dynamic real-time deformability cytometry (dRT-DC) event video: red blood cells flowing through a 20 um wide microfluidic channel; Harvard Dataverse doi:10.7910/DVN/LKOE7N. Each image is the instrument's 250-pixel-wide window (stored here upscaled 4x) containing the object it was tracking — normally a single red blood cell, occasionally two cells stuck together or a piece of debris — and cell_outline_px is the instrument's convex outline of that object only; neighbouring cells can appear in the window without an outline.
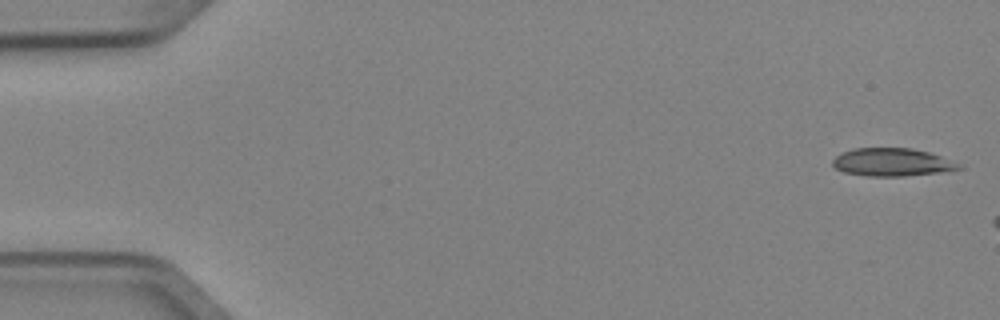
{"species": "Egyptian fruit bat (a non-hibernating species)", "species_latin": "Rousettus aegyptiacus", "temperature_condition": "cold", "stored_images_in_passage": 2, "camera_frame_rate_fps": 3000, "um_per_image_px": 0.085, "animal": {"sex": "female"}, "frame": {"image": 1, "passage_image": 1, "time_ms": 0.0, "image_size_px": [1000, 320], "cell_outline_px": [[964, 168], [936, 172], [904, 176], [868, 176], [844, 172], [836, 168], [832, 164], [832, 160], [836, 156], [852, 148], [912, 148], [928, 152], [940, 156], [960, 164]], "centroid_in_image_um": [75.79, 13.78], "position_along_channel_um": 9.2, "area_um2": 20.29}}